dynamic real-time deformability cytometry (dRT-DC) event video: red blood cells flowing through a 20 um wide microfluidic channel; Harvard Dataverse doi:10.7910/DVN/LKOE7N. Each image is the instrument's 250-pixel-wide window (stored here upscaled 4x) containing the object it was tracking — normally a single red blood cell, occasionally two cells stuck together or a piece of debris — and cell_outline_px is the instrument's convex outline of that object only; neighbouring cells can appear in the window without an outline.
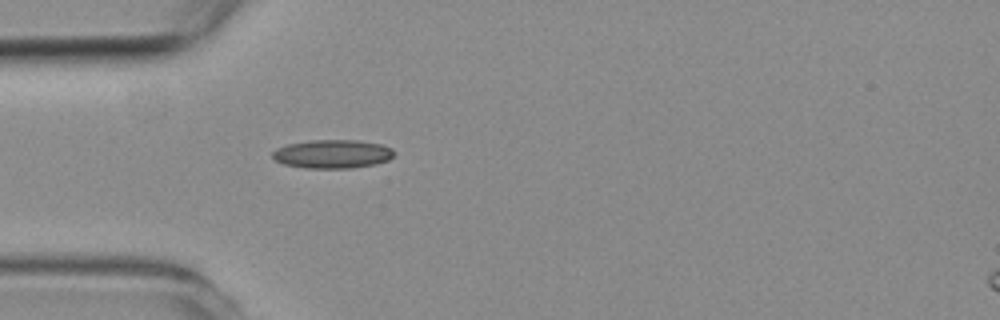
{"species": "common noctule bat (a hibernating species)", "species_latin": "Nyctalus noctula", "temperature_condition": "room temperature", "stored_images_in_passage": 3, "camera_frame_rate_fps": 3000, "um_per_image_px": 0.085, "animal": {"sex": "female", "body_mass_g": 19.3, "forearm_length_mm": 54.1}, "frame": {"image": 1, "passage_image": 3, "time_ms": 3.333, "image_size_px": [1000, 320], "cell_outline_px": [[396, 152], [388, 160], [376, 164], [352, 168], [304, 168], [284, 164], [276, 160], [272, 156], [272, 152], [276, 148], [288, 144], [308, 140], [356, 140], [380, 144], [392, 148]], "centroid_in_image_um": [28.26, 13.09], "position_along_channel_um": 56.7, "area_um2": 20.35}}